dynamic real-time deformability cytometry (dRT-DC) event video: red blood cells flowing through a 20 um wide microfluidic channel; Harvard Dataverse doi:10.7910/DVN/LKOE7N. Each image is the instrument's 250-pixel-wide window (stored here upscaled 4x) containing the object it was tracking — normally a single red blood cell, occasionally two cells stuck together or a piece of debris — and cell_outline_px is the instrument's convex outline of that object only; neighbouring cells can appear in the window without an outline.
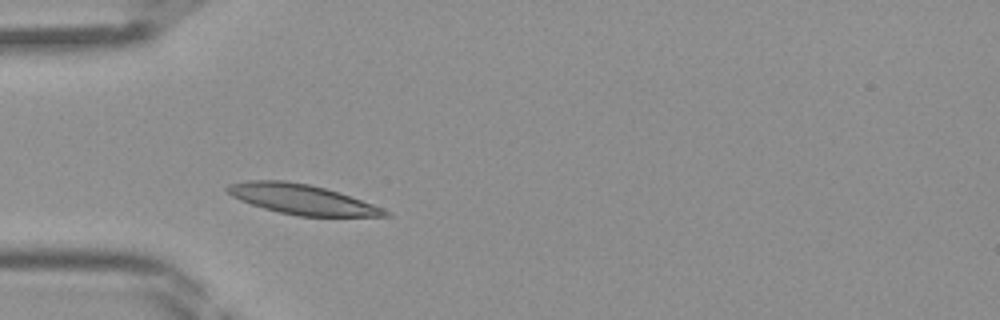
{"species": "Egyptian fruit bat (a non-hibernating species)", "species_latin": "Rousettus aegyptiacus", "temperature_condition": "room temperature", "stored_images_in_passage": 14, "camera_frame_rate_fps": 3000, "um_per_image_px": 0.085, "frame": {"image": 1, "passage_image": 3, "time_ms": 0.667, "image_size_px": [1000, 320], "cell_outline_px": [[392, 216], [296, 216], [264, 208], [240, 200], [232, 196], [224, 188], [228, 184], [248, 180], [284, 180], [308, 184], [324, 188], [384, 208], [392, 212]], "centroid_in_image_um": [25.64, 16.94], "position_along_channel_um": 59.4, "area_um2": 27.22}}
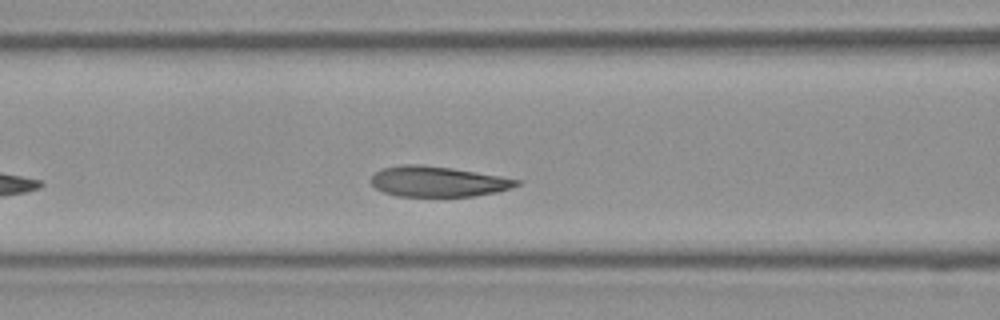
{"frame": {"image": 2, "passage_image": 8, "time_ms": 2.333, "image_size_px": [1000, 320], "cell_outline_px": [[520, 184], [512, 188], [500, 192], [472, 196], [396, 196], [384, 192], [376, 188], [368, 180], [380, 168], [404, 164], [420, 164], [452, 168], [500, 176], [520, 180]], "centroid_in_image_um": [37.21, 15.43], "position_along_channel_um": 129.4, "area_um2": 25.95}}
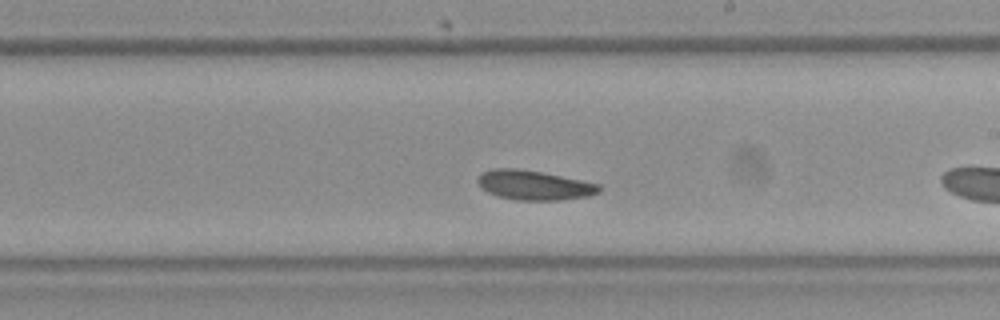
{"frame": {"image": 3, "passage_image": 13, "time_ms": 4.0, "image_size_px": [1000, 320], "cell_outline_px": [[600, 192], [588, 196], [560, 200], [516, 200], [496, 196], [488, 192], [476, 180], [480, 172], [492, 168], [516, 168], [540, 172], [600, 184]], "centroid_in_image_um": [45.36, 15.74], "position_along_channel_um": 243.6, "area_um2": 20.81}}